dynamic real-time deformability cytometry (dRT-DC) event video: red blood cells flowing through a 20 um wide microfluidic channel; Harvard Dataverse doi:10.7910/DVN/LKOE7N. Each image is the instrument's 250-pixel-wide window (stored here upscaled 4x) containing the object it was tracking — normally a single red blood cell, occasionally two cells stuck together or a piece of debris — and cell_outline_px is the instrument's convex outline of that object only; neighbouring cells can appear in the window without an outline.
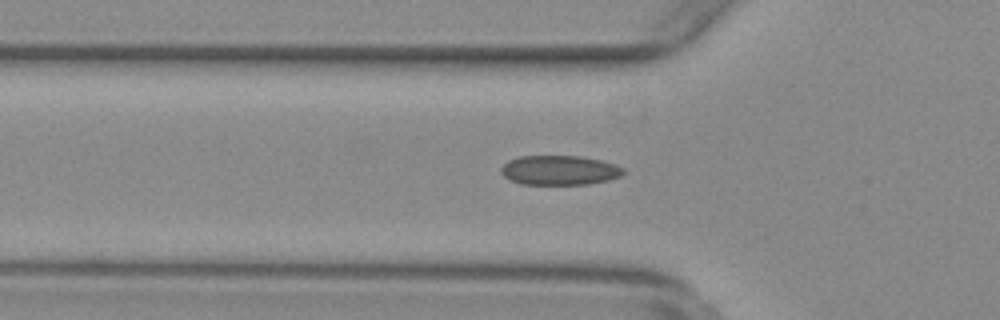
{"species": "common noctule bat (a hibernating species)", "species_latin": "Nyctalus noctula", "temperature_condition": "warm", "stored_images_in_passage": 38, "camera_frame_rate_fps": 3000, "um_per_image_px": 0.085, "animal": {"sex": "female", "body_mass_g": 29.2, "forearm_length_mm": 56.3}, "frame": {"image": 1, "passage_image": 2, "time_ms": 0.333, "image_size_px": [1000, 320], "cell_outline_px": [[624, 172], [620, 176], [608, 180], [588, 184], [524, 184], [508, 180], [500, 172], [500, 168], [508, 160], [520, 156], [580, 156], [600, 160], [616, 164], [624, 168]], "centroid_in_image_um": [47.54, 14.47], "position_along_channel_um": 78.3, "area_um2": 21.1}}
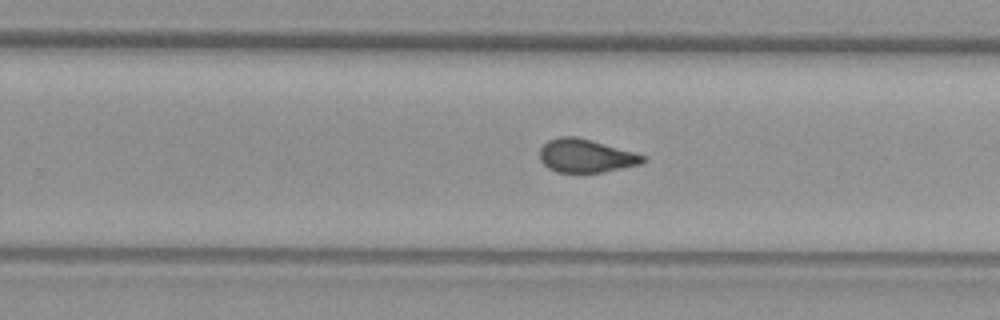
{"frame": {"image": 2, "passage_image": 18, "time_ms": 5.667, "image_size_px": [1000, 320], "cell_outline_px": [[648, 160], [640, 164], [604, 172], [556, 172], [548, 168], [540, 160], [540, 148], [548, 140], [560, 136], [576, 136], [636, 152], [644, 156]], "centroid_in_image_um": [49.8, 13.24], "position_along_channel_um": 280.0, "area_um2": 20.11}}
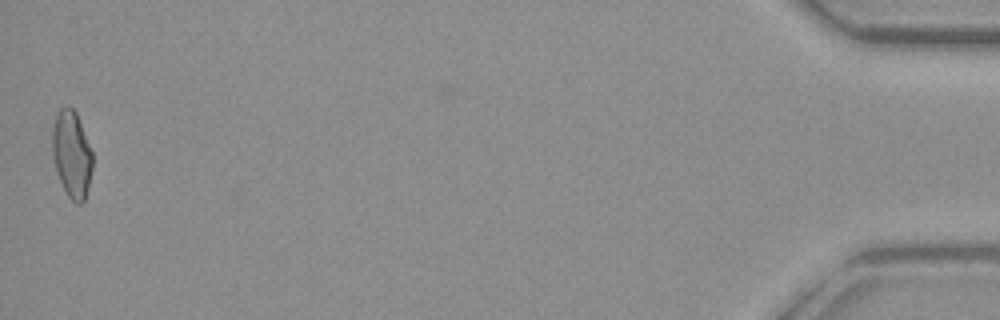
{"frame": {"image": 3, "passage_image": 38, "time_ms": 12.333, "image_size_px": [1000, 320], "cell_outline_px": [[92, 168], [88, 188], [84, 200], [80, 204], [76, 204], [68, 196], [56, 172], [52, 156], [52, 128], [56, 112], [60, 108], [68, 104], [76, 112], [92, 152]], "centroid_in_image_um": [6.07, 13.08], "position_along_channel_um": 429.1, "area_um2": 20.46}, "authors_computed_cell_mechanics": {"area_um2": 20.2878, "velocity_mm_per_s": 3.7816, "shape_relaxation_time_tau1_ms": null, "shape_relaxation_time_tau2_ms": 1.1777, "deformation_change_tau1": null, "deformation_change_tau2": 0.0683}}